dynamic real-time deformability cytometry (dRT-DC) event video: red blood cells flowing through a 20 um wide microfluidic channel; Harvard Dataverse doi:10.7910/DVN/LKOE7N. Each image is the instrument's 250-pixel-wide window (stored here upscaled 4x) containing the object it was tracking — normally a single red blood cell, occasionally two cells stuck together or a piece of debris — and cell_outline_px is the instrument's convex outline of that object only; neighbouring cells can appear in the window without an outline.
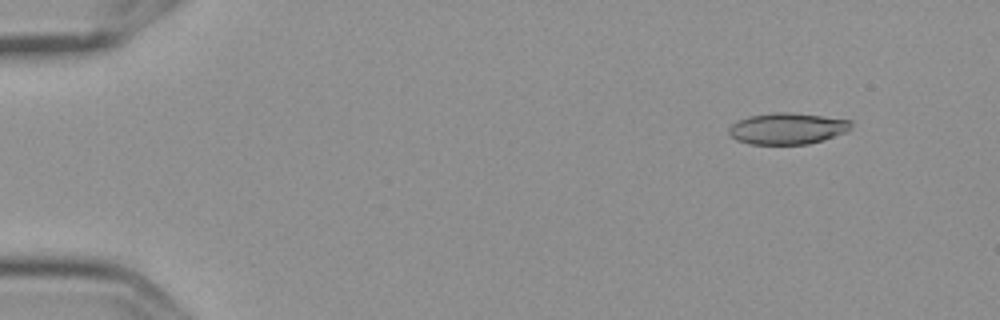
{"species": "Egyptian fruit bat (a non-hibernating species)", "species_latin": "Rousettus aegyptiacus", "temperature_condition": "cold", "stored_images_in_passage": 6, "camera_frame_rate_fps": 3000, "um_per_image_px": 0.085, "frame": {"image": 1, "passage_image": 1, "time_ms": 0.0, "image_size_px": [1000, 320], "cell_outline_px": [[852, 124], [848, 132], [808, 144], [752, 144], [736, 140], [728, 132], [728, 128], [736, 120], [748, 116], [776, 112], [792, 112], [824, 116], [852, 120]], "centroid_in_image_um": [66.93, 10.91], "position_along_channel_um": 18.1, "area_um2": 22.48}}
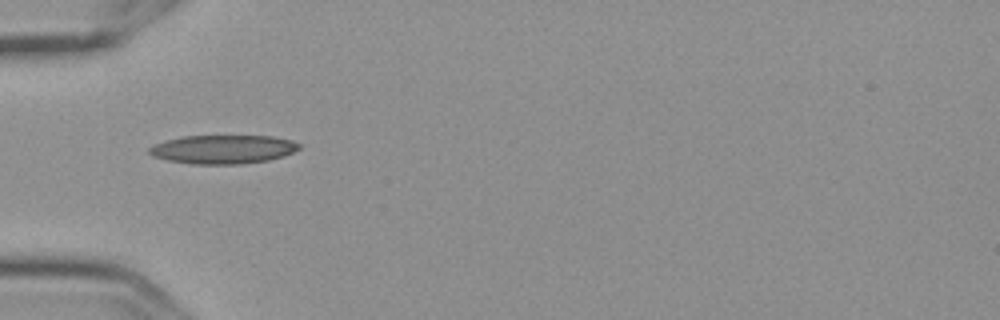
{"frame": {"image": 2, "passage_image": 5, "time_ms": 1.333, "image_size_px": [1000, 320], "cell_outline_px": [[300, 148], [284, 156], [268, 160], [240, 164], [192, 164], [168, 160], [152, 156], [148, 152], [148, 148], [156, 144], [168, 140], [184, 136], [272, 136], [292, 140], [300, 144]], "centroid_in_image_um": [18.97, 12.69], "position_along_channel_um": 66.0, "area_um2": 24.97}}
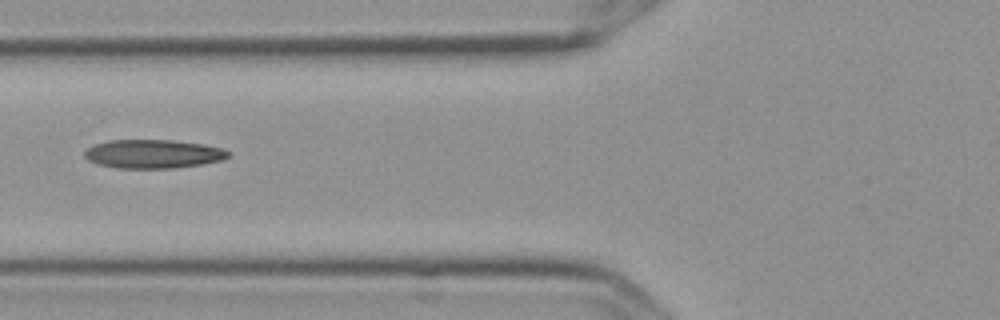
{"frame": {"image": 3, "passage_image": 6, "time_ms": 1.667, "image_size_px": [1000, 320], "cell_outline_px": [[232, 152], [228, 156], [220, 160], [200, 164], [172, 168], [120, 168], [96, 164], [88, 160], [84, 156], [84, 152], [92, 144], [108, 140], [172, 140], [204, 144], [220, 148]], "centroid_in_image_um": [12.97, 13.07], "position_along_channel_um": 112.8, "area_um2": 23.99}}